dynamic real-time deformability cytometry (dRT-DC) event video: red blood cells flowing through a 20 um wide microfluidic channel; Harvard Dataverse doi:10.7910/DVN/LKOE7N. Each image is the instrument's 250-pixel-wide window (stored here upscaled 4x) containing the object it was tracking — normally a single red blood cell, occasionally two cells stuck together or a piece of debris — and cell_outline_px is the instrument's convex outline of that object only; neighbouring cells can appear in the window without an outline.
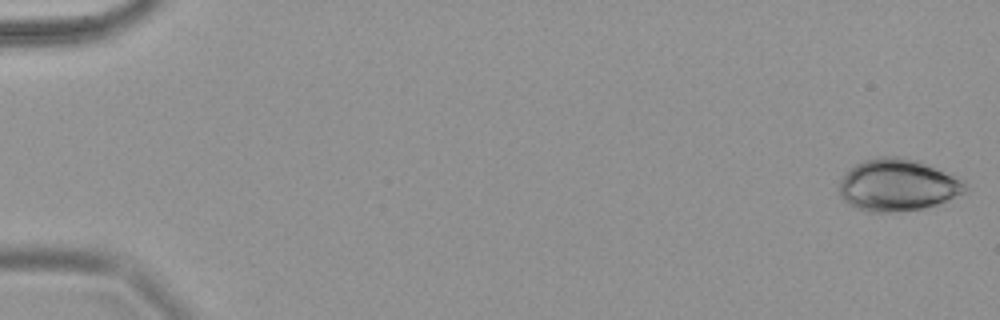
{"species": "common noctule bat (a hibernating species)", "species_latin": "Nyctalus noctula", "temperature_condition": "warm", "stored_images_in_passage": 9, "camera_frame_rate_fps": 3000, "um_per_image_px": 0.085, "animal": {"sex": "female", "body_mass_g": 18.4}, "frame": {"image": 1, "passage_image": 1, "time_ms": 0.0, "image_size_px": [1000, 320], "cell_outline_px": [[968, 188], [964, 192], [936, 204], [924, 208], [884, 212], [872, 212], [856, 208], [848, 204], [840, 196], [840, 180], [856, 164], [864, 160], [876, 156], [900, 156], [916, 160], [964, 180]], "centroid_in_image_um": [76.28, 15.72], "position_along_channel_um": 8.7, "area_um2": 37.69}}
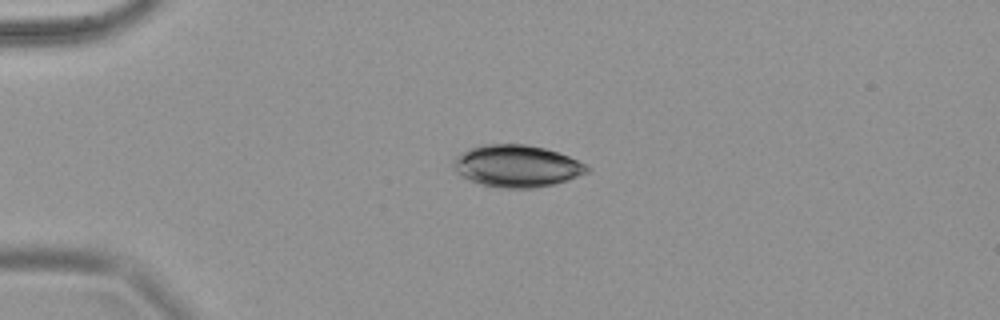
{"frame": {"image": 2, "passage_image": 5, "time_ms": 1.333, "image_size_px": [1000, 320], "cell_outline_px": [[592, 168], [588, 172], [568, 180], [556, 184], [532, 188], [500, 188], [480, 184], [456, 172], [452, 164], [452, 160], [456, 156], [472, 148], [484, 144], [524, 144], [544, 148], [568, 156]], "centroid_in_image_um": [43.93, 14.12], "position_along_channel_um": 41.1, "area_um2": 32.48}}
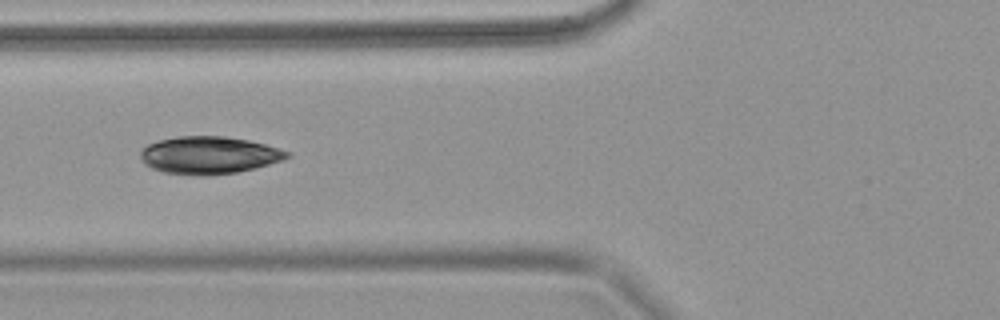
{"frame": {"image": 3, "passage_image": 8, "time_ms": 2.333, "image_size_px": [1000, 320], "cell_outline_px": [[292, 156], [284, 160], [256, 168], [236, 172], [208, 176], [200, 176], [164, 172], [152, 168], [144, 164], [140, 156], [140, 152], [148, 144], [160, 140], [176, 136], [224, 136], [248, 140], [280, 148], [292, 152]], "centroid_in_image_um": [17.81, 13.19], "position_along_channel_um": 108.0, "area_um2": 32.25}}